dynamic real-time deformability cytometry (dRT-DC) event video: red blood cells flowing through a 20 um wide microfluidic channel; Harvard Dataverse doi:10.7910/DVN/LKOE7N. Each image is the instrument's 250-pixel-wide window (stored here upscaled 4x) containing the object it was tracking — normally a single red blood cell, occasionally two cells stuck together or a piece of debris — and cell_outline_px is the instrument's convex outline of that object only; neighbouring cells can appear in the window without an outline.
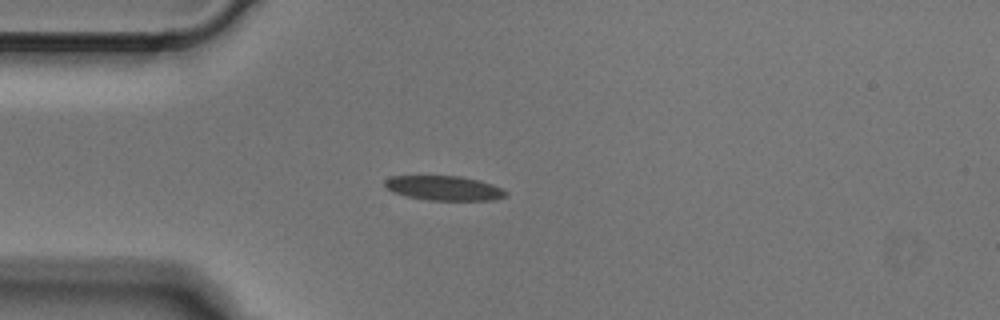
{"species": "Egyptian fruit bat (a non-hibernating species)", "species_latin": "Rousettus aegyptiacus", "temperature_condition": "cold", "stored_images_in_passage": 3, "camera_frame_rate_fps": 3000, "um_per_image_px": 0.085, "animal": {"sex": "male"}, "frame": {"image": 1, "passage_image": 3, "time_ms": 0.667, "image_size_px": [1000, 320], "cell_outline_px": [[508, 196], [496, 200], [428, 200], [408, 196], [392, 192], [384, 184], [384, 180], [392, 176], [460, 176], [480, 180], [504, 188], [508, 192]], "centroid_in_image_um": [37.81, 15.99], "position_along_channel_um": 47.2, "area_um2": 17.46}}